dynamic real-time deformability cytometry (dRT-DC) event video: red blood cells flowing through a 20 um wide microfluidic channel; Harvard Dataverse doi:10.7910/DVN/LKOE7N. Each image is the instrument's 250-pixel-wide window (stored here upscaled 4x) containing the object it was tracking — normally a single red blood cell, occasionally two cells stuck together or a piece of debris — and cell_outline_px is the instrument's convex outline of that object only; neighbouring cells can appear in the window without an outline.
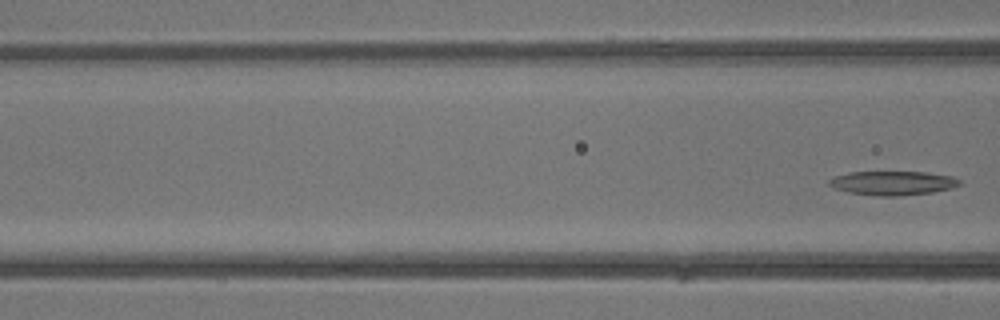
{"species": "common noctule bat (a hibernating species)", "species_latin": "Nyctalus noctula", "temperature_condition": "warm", "stored_images_in_passage": 4, "camera_frame_rate_fps": 3000, "um_per_image_px": 0.085, "animal": {"sex": "male", "body_mass_g": 13.3}, "frame": {"image": 1, "passage_image": 4, "time_ms": 3.667, "image_size_px": [1000, 320], "cell_outline_px": [[960, 184], [952, 188], [932, 192], [900, 196], [880, 196], [848, 192], [832, 188], [828, 184], [828, 180], [836, 176], [848, 172], [924, 172], [952, 176], [960, 180]], "centroid_in_image_um": [75.86, 15.56], "position_along_channel_um": 90.7, "area_um2": 18.26}}